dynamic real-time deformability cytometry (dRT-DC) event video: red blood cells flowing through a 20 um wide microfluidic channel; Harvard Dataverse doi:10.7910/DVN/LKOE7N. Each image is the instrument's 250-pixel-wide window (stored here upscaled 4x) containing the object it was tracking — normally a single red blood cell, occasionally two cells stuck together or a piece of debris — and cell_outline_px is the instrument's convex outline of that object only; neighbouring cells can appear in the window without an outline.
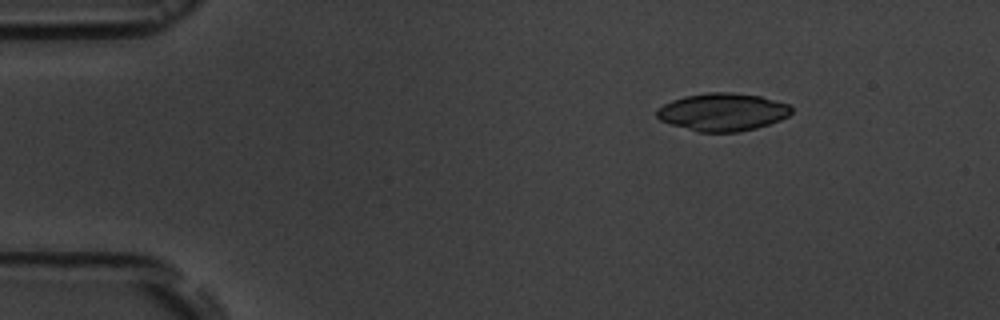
{"species": "common noctule bat (a hibernating species)", "species_latin": "Nyctalus noctula", "temperature_condition": "room temperature", "stored_images_in_passage": 4, "camera_frame_rate_fps": 3000, "um_per_image_px": 0.085, "animal": {"sex": "male", "body_mass_g": 19.5, "forearm_length_mm": 54.6}, "frame": {"image": 1, "passage_image": 2, "time_ms": 2.0, "image_size_px": [1000, 320], "cell_outline_px": [[792, 112], [788, 116], [780, 120], [756, 128], [740, 132], [700, 132], [672, 124], [660, 120], [656, 116], [656, 108], [672, 100], [684, 96], [708, 92], [732, 92], [760, 96], [788, 104], [792, 108]], "centroid_in_image_um": [61.41, 9.51], "position_along_channel_um": 23.6, "area_um2": 29.59}}